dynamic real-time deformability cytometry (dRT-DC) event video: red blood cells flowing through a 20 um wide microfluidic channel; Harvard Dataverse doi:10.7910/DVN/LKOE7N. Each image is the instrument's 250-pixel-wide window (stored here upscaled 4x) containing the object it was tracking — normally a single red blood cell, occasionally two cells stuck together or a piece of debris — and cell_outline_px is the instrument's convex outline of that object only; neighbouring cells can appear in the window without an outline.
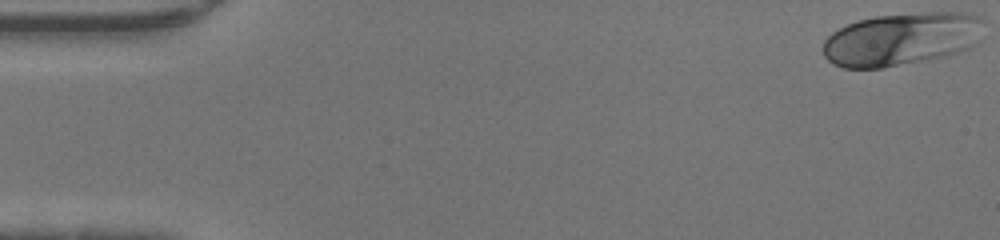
{"species": "human", "species_latin": "Homo sapiens", "temperature_condition": "warm", "stored_images_in_passage": 47, "camera_frame_rate_fps": 3000, "um_per_image_px": 0.085, "donor": {"sex": "male"}, "frame": {"image": 1, "passage_image": 1, "time_ms": 0.0, "image_size_px": [1000, 240], "cell_outline_px": [[984, 20], [980, 40], [976, 44], [968, 48], [948, 56], [884, 68], [844, 68], [832, 64], [824, 56], [824, 40], [832, 32], [856, 20], [876, 16], [932, 12], [960, 12], [976, 16]], "centroid_in_image_um": [76.64, 3.33], "position_along_channel_um": 8.4, "area_um2": 49.82}}
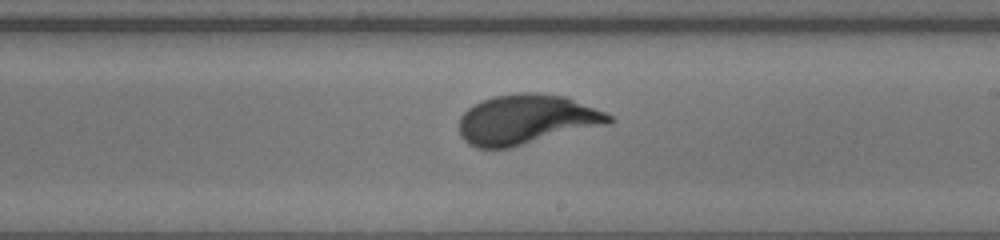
{"frame": {"image": 2, "passage_image": 27, "time_ms": 8.667, "image_size_px": [1000, 240], "cell_outline_px": [[616, 120], [608, 124], [508, 148], [476, 148], [468, 144], [460, 136], [460, 116], [472, 104], [480, 100], [492, 96], [516, 92], [536, 92], [568, 96], [604, 112], [612, 116]], "centroid_in_image_um": [44.73, 10.13], "position_along_channel_um": 244.3, "area_um2": 43.75}}
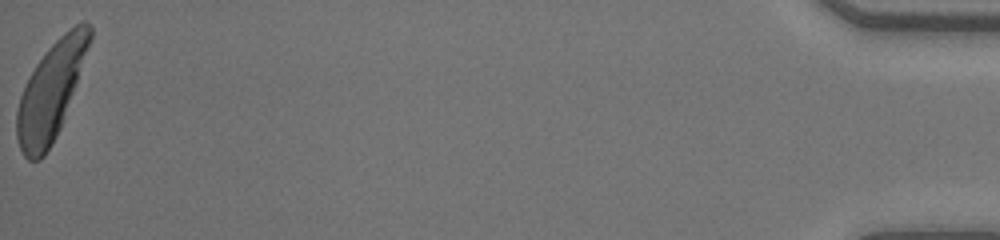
{"frame": {"image": 3, "passage_image": 47, "time_ms": 15.333, "image_size_px": [1000, 240], "cell_outline_px": [[92, 36], [60, 128], [52, 144], [44, 156], [40, 160], [28, 160], [24, 156], [20, 148], [16, 136], [16, 112], [20, 96], [36, 64], [44, 52], [64, 32], [80, 20], [88, 20], [92, 28]], "centroid_in_image_um": [4.31, 7.74], "position_along_channel_um": 430.9, "area_um2": 40.46}}